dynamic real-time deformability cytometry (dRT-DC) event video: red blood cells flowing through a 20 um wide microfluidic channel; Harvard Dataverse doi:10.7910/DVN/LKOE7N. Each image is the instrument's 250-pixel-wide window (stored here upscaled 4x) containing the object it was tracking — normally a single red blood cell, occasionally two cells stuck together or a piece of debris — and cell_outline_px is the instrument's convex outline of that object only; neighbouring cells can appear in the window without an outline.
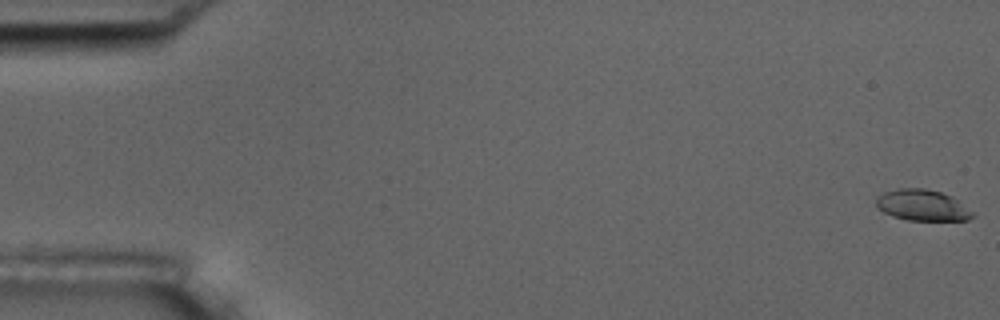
{"species": "common noctule bat (a hibernating species)", "species_latin": "Nyctalus noctula", "temperature_condition": "room temperature", "stored_images_in_passage": 6, "camera_frame_rate_fps": 3000, "um_per_image_px": 0.085, "animal": {"sex": "male", "body_mass_g": 17.5, "forearm_length_mm": 52.3}, "frame": {"image": 1, "passage_image": 1, "time_ms": 0.0, "image_size_px": [1000, 320], "cell_outline_px": [[976, 216], [968, 220], [908, 220], [892, 216], [876, 208], [876, 196], [884, 192], [896, 188], [924, 188], [940, 192], [952, 196], [972, 212]], "centroid_in_image_um": [78.36, 17.44], "position_along_channel_um": 6.6, "area_um2": 17.51}}
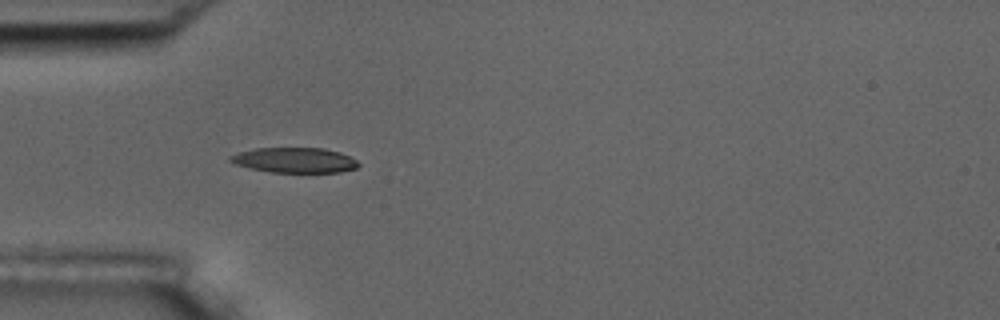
{"frame": {"image": 2, "passage_image": 5, "time_ms": 1.333, "image_size_px": [1000, 320], "cell_outline_px": [[360, 164], [356, 168], [340, 172], [272, 172], [248, 168], [236, 164], [228, 160], [228, 156], [240, 152], [256, 148], [324, 148], [340, 152], [356, 160]], "centroid_in_image_um": [25.03, 13.61], "position_along_channel_um": 60.0, "area_um2": 18.73}}